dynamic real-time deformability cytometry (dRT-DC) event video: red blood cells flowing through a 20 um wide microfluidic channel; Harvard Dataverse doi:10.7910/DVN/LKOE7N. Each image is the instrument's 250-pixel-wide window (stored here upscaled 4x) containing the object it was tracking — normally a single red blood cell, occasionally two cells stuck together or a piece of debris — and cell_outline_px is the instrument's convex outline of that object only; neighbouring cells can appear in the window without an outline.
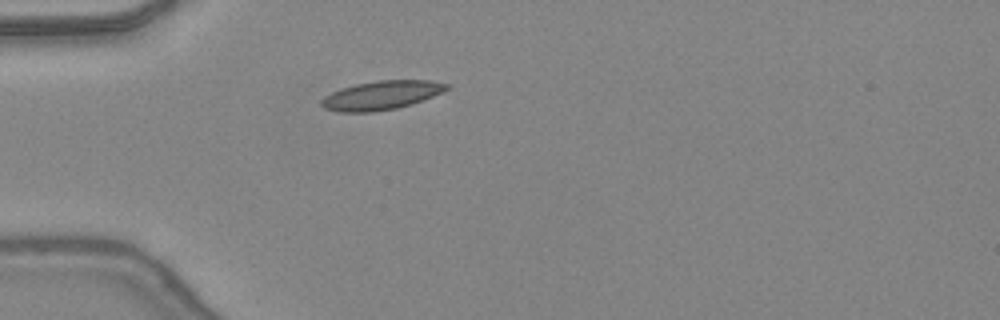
{"species": "common noctule bat (a hibernating species)", "species_latin": "Nyctalus noctula", "temperature_condition": "warm", "stored_images_in_passage": 22, "camera_frame_rate_fps": 3000, "um_per_image_px": 0.085, "animal": {"sex": "female", "body_mass_g": 24.6, "forearm_length_mm": 56.2}, "frame": {"image": 1, "passage_image": 1, "time_ms": 0.0, "image_size_px": [1000, 320], "cell_outline_px": [[452, 88], [412, 104], [396, 108], [372, 112], [336, 112], [324, 108], [320, 104], [320, 100], [324, 96], [332, 92], [356, 84], [376, 80], [428, 80], [448, 84]], "centroid_in_image_um": [32.41, 8.1], "position_along_channel_um": 52.6, "area_um2": 21.04}}
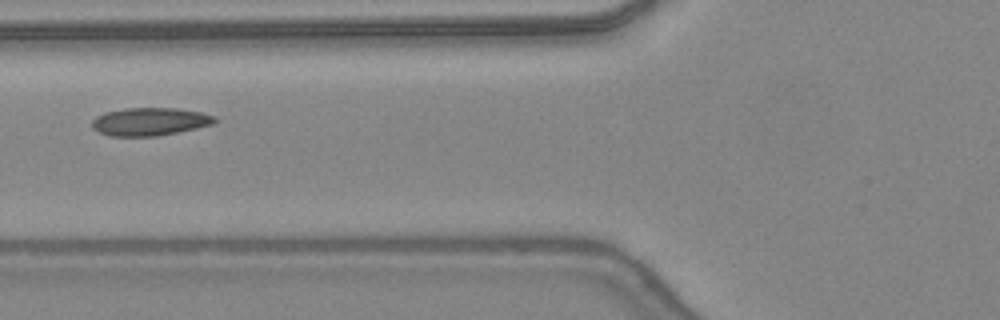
{"frame": {"image": 2, "passage_image": 6, "time_ms": 1.667, "image_size_px": [1000, 320], "cell_outline_px": [[220, 120], [212, 124], [196, 128], [156, 136], [108, 136], [92, 128], [92, 120], [96, 116], [104, 112], [124, 108], [176, 108], [200, 112], [216, 116]], "centroid_in_image_um": [12.73, 10.33], "position_along_channel_um": 113.1, "area_um2": 20.06}}
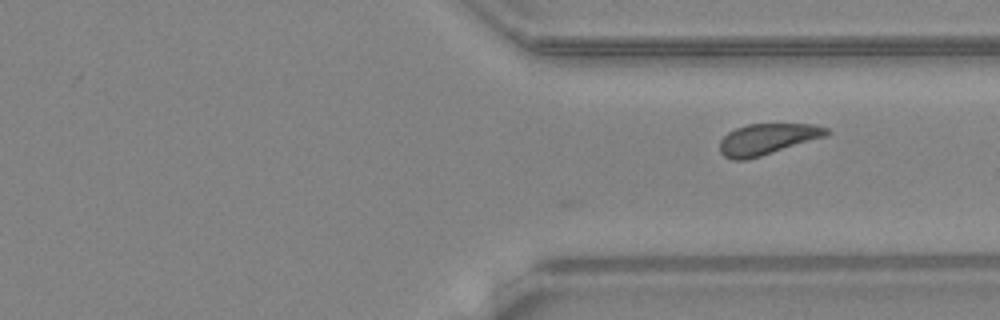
{"frame": {"image": 3, "passage_image": 22, "time_ms": 7.0, "image_size_px": [1000, 320], "cell_outline_px": [[832, 132], [828, 136], [760, 156], [744, 160], [732, 160], [724, 156], [720, 152], [720, 140], [728, 132], [736, 128], [748, 124], [816, 124], [828, 128]], "centroid_in_image_um": [65.26, 11.82], "position_along_channel_um": 346.1, "area_um2": 19.42}}